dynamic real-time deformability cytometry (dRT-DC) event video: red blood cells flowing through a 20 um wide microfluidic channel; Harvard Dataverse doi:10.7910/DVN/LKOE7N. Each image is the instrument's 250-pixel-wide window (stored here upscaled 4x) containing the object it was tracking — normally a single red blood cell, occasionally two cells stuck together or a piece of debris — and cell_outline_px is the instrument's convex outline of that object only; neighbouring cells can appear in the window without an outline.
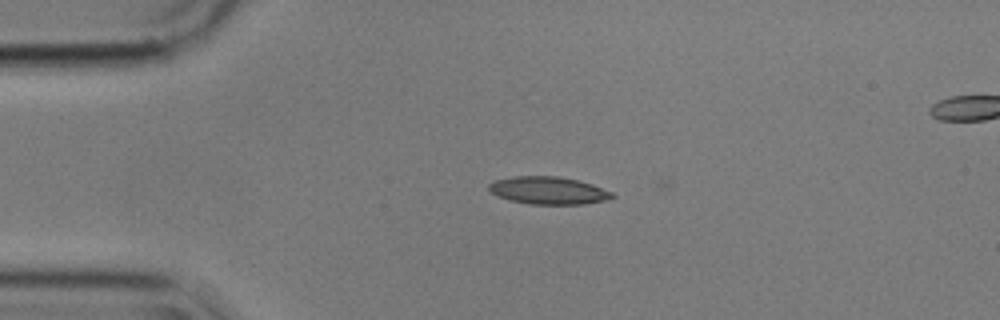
{"species": "common noctule bat (a hibernating species)", "species_latin": "Nyctalus noctula", "temperature_condition": "cold", "stored_images_in_passage": 4, "camera_frame_rate_fps": 3000, "um_per_image_px": 0.085, "animal": {"sex": "male", "body_mass_g": 17.9}, "frame": {"image": 1, "passage_image": 1, "time_ms": 0.0, "image_size_px": [1000, 320], "cell_outline_px": [[616, 196], [604, 200], [584, 204], [528, 204], [512, 200], [500, 196], [492, 192], [488, 188], [488, 184], [496, 180], [512, 176], [560, 176], [592, 184], [612, 192]], "centroid_in_image_um": [46.62, 16.18], "position_along_channel_um": 38.4, "area_um2": 19.59}}